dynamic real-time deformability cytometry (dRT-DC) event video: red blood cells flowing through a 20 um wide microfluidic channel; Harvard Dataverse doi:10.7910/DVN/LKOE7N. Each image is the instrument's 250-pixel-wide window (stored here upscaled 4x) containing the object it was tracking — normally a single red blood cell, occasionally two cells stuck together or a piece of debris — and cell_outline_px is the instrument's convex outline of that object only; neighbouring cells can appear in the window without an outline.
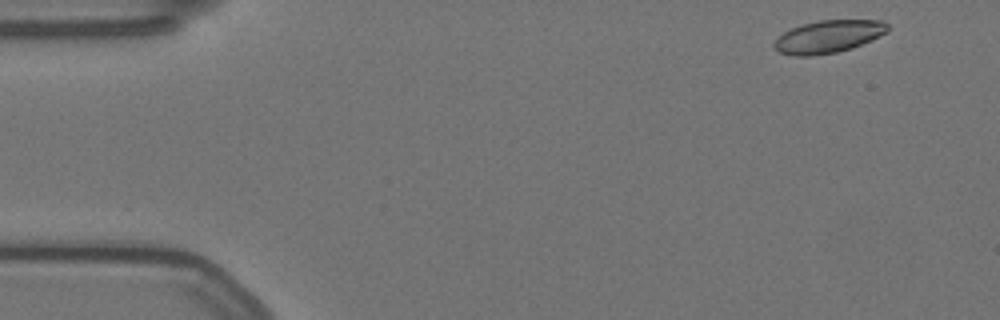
{"species": "Egyptian fruit bat (a non-hibernating species)", "species_latin": "Rousettus aegyptiacus", "temperature_condition": "warm", "stored_images_in_passage": 50, "camera_frame_rate_fps": 3000, "um_per_image_px": 0.085, "animal": {"sex": "female"}, "frame": {"image": 1, "passage_image": 2, "time_ms": 0.333, "image_size_px": [1000, 320], "cell_outline_px": [[888, 32], [872, 40], [852, 48], [836, 52], [812, 56], [796, 56], [780, 52], [772, 48], [772, 44], [784, 32], [792, 28], [804, 24], [820, 20], [880, 20], [888, 24]], "centroid_in_image_um": [70.42, 3.11], "position_along_channel_um": 14.6, "area_um2": 21.5}}
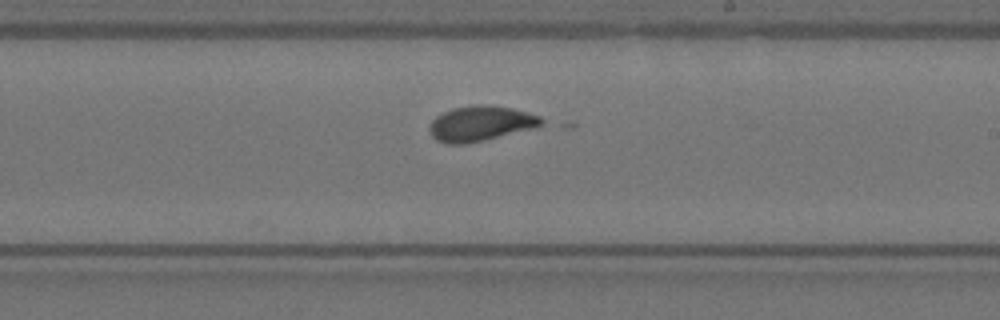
{"frame": {"image": 2, "passage_image": 31, "time_ms": 10.0, "image_size_px": [1000, 320], "cell_outline_px": [[544, 124], [536, 128], [484, 140], [464, 144], [448, 144], [436, 140], [432, 136], [428, 128], [432, 120], [436, 116], [452, 108], [480, 104], [488, 104], [512, 108], [540, 116], [544, 120]], "centroid_in_image_um": [40.86, 10.5], "position_along_channel_um": 248.1, "area_um2": 23.06}}
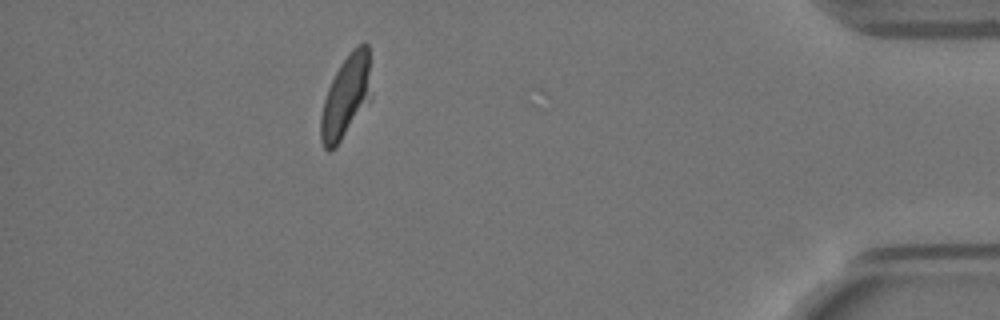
{"frame": {"image": 3, "passage_image": 49, "time_ms": 16.0, "image_size_px": [1000, 320], "cell_outline_px": [[372, 96], [340, 140], [328, 152], [324, 148], [320, 140], [320, 116], [324, 100], [328, 88], [340, 64], [364, 40], [368, 44]], "centroid_in_image_um": [29.4, 8.2], "position_along_channel_um": 405.8, "area_um2": 23.76}}